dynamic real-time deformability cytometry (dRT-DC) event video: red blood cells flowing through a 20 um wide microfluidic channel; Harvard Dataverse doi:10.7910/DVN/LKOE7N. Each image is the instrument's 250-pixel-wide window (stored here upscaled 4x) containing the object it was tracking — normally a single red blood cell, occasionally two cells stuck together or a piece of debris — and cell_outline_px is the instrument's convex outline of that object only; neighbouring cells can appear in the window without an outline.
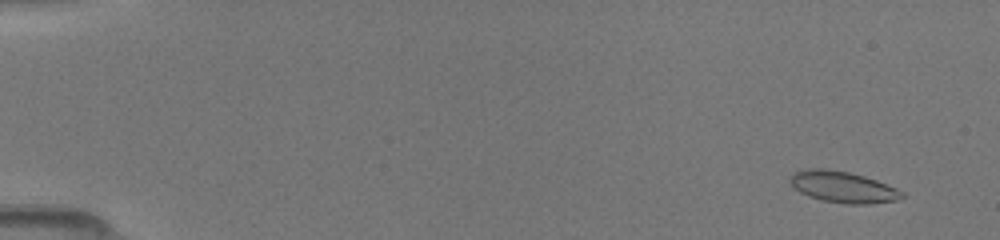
{"species": "common noctule bat (a hibernating species)", "species_latin": "Nyctalus noctula", "temperature_condition": "room temperature", "stored_images_in_passage": 28, "camera_frame_rate_fps": 3000, "um_per_image_px": 0.085, "animal": {"sex": "female", "body_mass_g": 19.5, "forearm_length_mm": 54.1}, "frame": {"image": 1, "passage_image": 2, "time_ms": 0.667, "image_size_px": [1000, 240], "cell_outline_px": [[904, 196], [896, 200], [868, 204], [844, 204], [820, 200], [808, 196], [800, 192], [788, 180], [796, 172], [808, 168], [820, 168], [848, 172], [864, 176], [876, 180], [896, 188], [904, 192]], "centroid_in_image_um": [71.65, 15.91], "position_along_channel_um": 13.3, "area_um2": 20.23}}
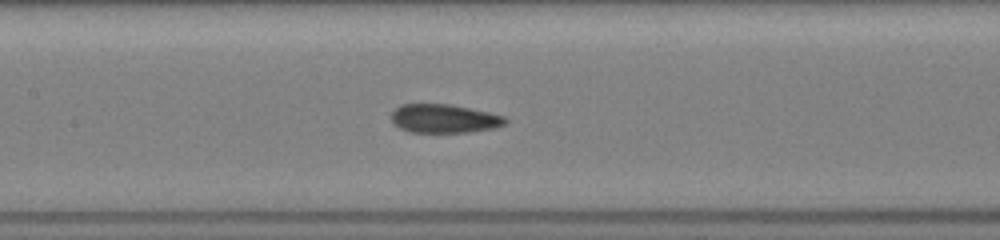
{"frame": {"image": 2, "passage_image": 13, "time_ms": 8.0, "image_size_px": [1000, 240], "cell_outline_px": [[508, 120], [504, 124], [492, 128], [468, 132], [408, 132], [400, 128], [392, 120], [392, 112], [400, 104], [452, 104], [488, 112], [504, 116]], "centroid_in_image_um": [37.74, 10.07], "position_along_channel_um": 169.7, "area_um2": 18.9}}
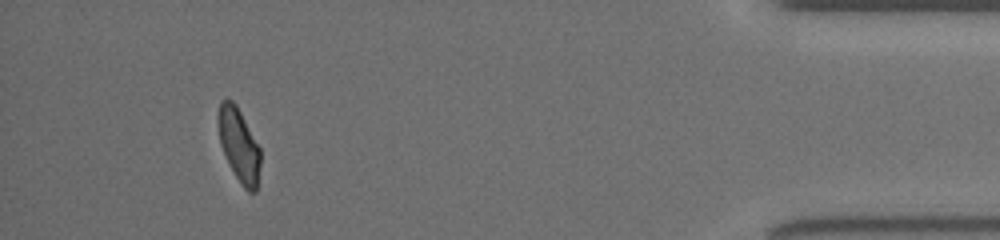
{"frame": {"image": 3, "passage_image": 24, "time_ms": 15.333, "image_size_px": [1000, 240], "cell_outline_px": [[260, 164], [256, 192], [248, 192], [240, 184], [228, 164], [220, 144], [216, 120], [216, 116], [220, 100], [232, 100], [236, 104], [260, 148]], "centroid_in_image_um": [20.27, 12.32], "position_along_channel_um": 414.9, "area_um2": 18.32}}